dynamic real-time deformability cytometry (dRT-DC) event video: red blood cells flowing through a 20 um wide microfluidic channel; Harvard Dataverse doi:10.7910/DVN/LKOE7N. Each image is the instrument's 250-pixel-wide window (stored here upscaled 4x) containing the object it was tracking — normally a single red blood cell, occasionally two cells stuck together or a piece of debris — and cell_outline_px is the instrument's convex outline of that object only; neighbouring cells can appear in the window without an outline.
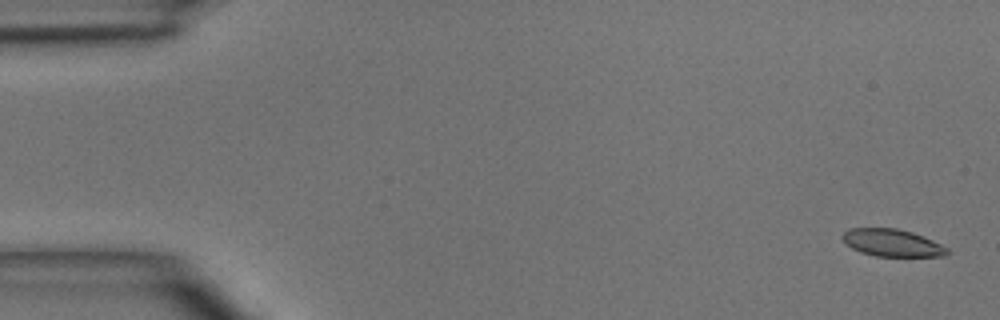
{"species": "common noctule bat (a hibernating species)", "species_latin": "Nyctalus noctula", "temperature_condition": "room temperature", "stored_images_in_passage": 5, "camera_frame_rate_fps": 3000, "um_per_image_px": 0.085, "animal": {"sex": "male", "body_mass_g": 15.6}, "frame": {"image": 1, "passage_image": 1, "time_ms": 0.0, "image_size_px": [1000, 320], "cell_outline_px": [[948, 252], [944, 256], [876, 256], [860, 252], [852, 248], [840, 236], [848, 228], [896, 228], [912, 232], [924, 236], [948, 248]], "centroid_in_image_um": [75.82, 20.63], "position_along_channel_um": 9.2, "area_um2": 16.59}}
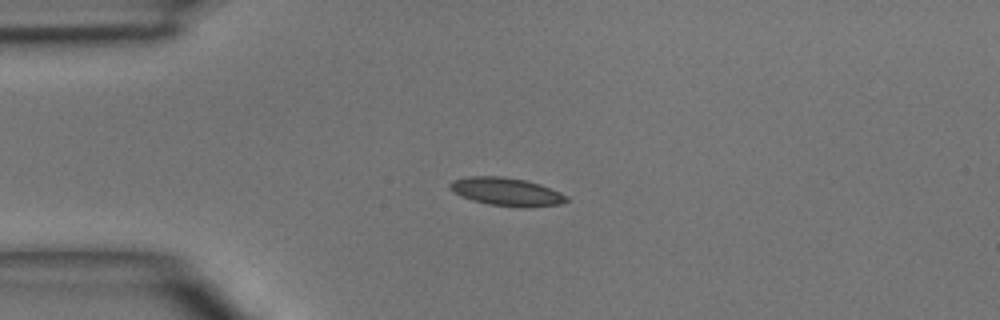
{"frame": {"image": 2, "passage_image": 4, "time_ms": 3.333, "image_size_px": [1000, 320], "cell_outline_px": [[568, 200], [560, 204], [488, 204], [472, 200], [456, 192], [448, 184], [452, 180], [468, 176], [500, 176], [524, 180], [540, 184], [560, 192], [568, 196]], "centroid_in_image_um": [43.0, 16.23], "position_along_channel_um": 42.0, "area_um2": 17.86}}
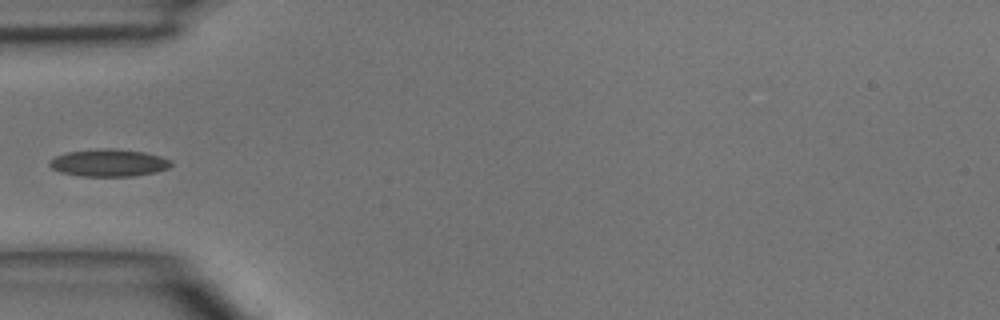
{"frame": {"image": 3, "passage_image": 5, "time_ms": 4.667, "image_size_px": [1000, 320], "cell_outline_px": [[172, 164], [168, 168], [156, 172], [132, 176], [80, 176], [60, 172], [52, 168], [48, 164], [56, 156], [68, 152], [96, 148], [116, 148], [144, 152], [160, 156], [172, 160]], "centroid_in_image_um": [9.27, 13.83], "position_along_channel_um": 75.7, "area_um2": 19.42}}